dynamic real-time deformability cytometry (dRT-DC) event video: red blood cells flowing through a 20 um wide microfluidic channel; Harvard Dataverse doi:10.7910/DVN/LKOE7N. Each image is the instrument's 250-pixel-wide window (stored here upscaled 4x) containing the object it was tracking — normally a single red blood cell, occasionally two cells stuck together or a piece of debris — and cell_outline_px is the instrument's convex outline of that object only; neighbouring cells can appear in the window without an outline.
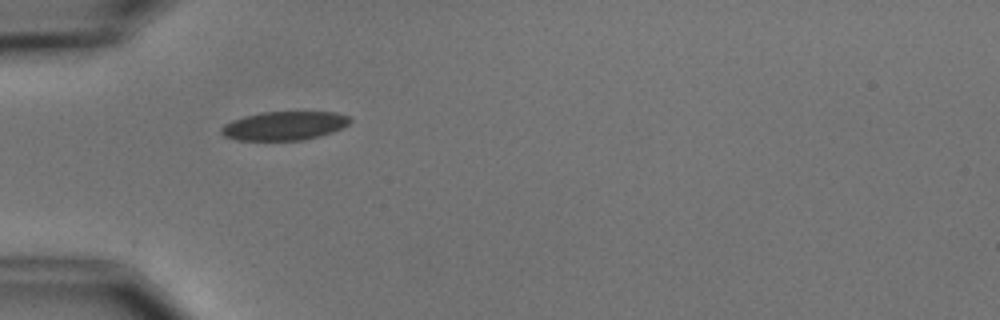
{"species": "common noctule bat (a hibernating species)", "species_latin": "Nyctalus noctula", "temperature_condition": "cold", "stored_images_in_passage": 5, "camera_frame_rate_fps": 3000, "um_per_image_px": 0.085, "animal": {"sex": "male", "body_mass_g": 15.6}, "frame": {"image": 1, "passage_image": 2, "time_ms": 2.0, "image_size_px": [1000, 320], "cell_outline_px": [[352, 120], [348, 124], [332, 132], [320, 136], [300, 140], [236, 140], [224, 136], [220, 132], [220, 128], [224, 124], [232, 120], [244, 116], [260, 112], [336, 112], [352, 116]], "centroid_in_image_um": [24.16, 10.68], "position_along_channel_um": 60.8, "area_um2": 21.68}}
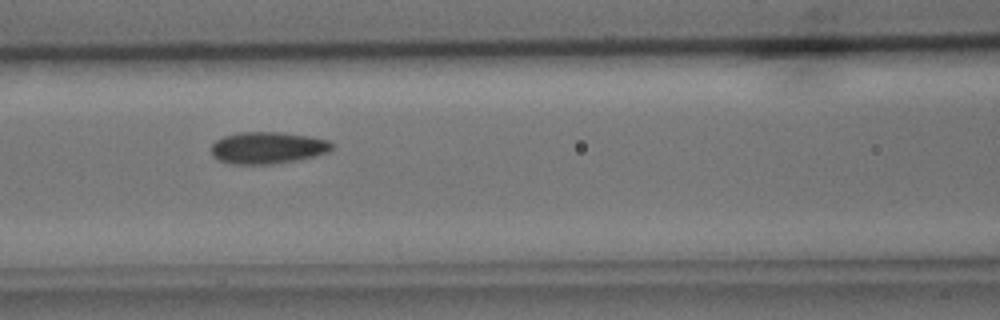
{"frame": {"image": 2, "passage_image": 4, "time_ms": 4.333, "image_size_px": [1000, 320], "cell_outline_px": [[332, 148], [328, 152], [296, 160], [272, 164], [232, 164], [220, 160], [212, 156], [212, 144], [216, 140], [224, 136], [240, 132], [280, 132], [308, 136], [328, 140], [332, 144]], "centroid_in_image_um": [22.72, 12.56], "position_along_channel_um": 143.9, "area_um2": 22.2}}
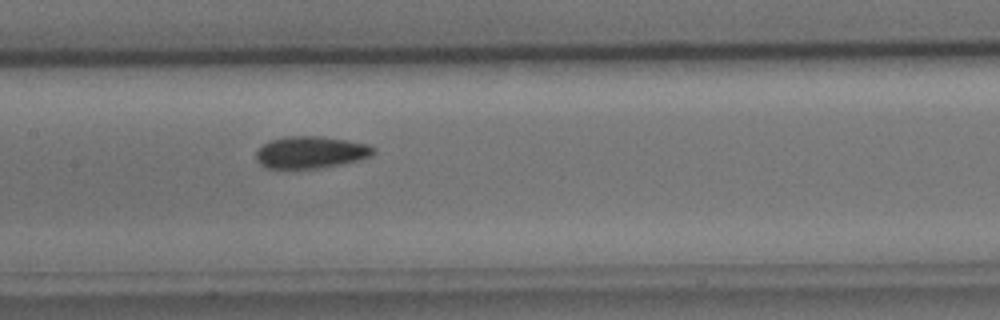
{"frame": {"image": 3, "passage_image": 5, "time_ms": 5.333, "image_size_px": [1000, 320], "cell_outline_px": [[376, 152], [360, 160], [344, 164], [316, 168], [264, 168], [256, 160], [256, 152], [264, 144], [272, 140], [284, 136], [320, 136], [368, 144], [376, 148]], "centroid_in_image_um": [26.42, 12.95], "position_along_channel_um": 181.0, "area_um2": 21.85}}